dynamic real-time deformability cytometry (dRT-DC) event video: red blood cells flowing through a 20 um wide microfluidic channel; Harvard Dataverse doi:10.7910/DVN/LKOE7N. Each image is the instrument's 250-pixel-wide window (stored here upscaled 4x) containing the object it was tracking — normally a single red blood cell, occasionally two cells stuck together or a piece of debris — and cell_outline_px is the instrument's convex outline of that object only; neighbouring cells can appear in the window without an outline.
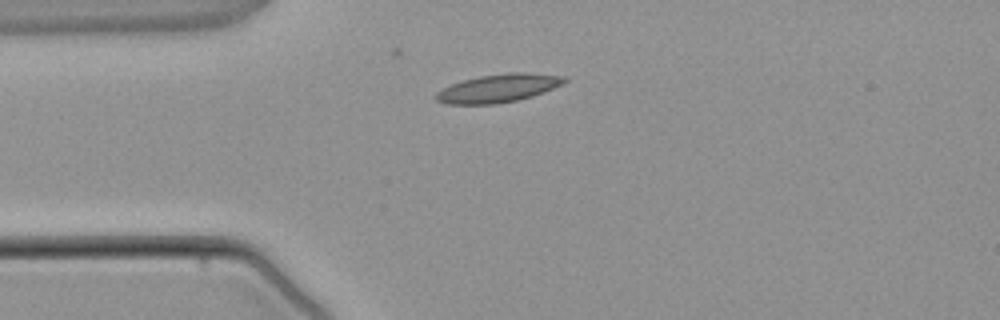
{"species": "common noctule bat (a hibernating species)", "species_latin": "Nyctalus noctula", "temperature_condition": "warm", "stored_images_in_passage": 2, "camera_frame_rate_fps": 3000, "um_per_image_px": 0.085, "animal": {"sex": "male", "body_mass_g": 21.5, "forearm_length_mm": 52.0}, "frame": {"image": 1, "passage_image": 1, "time_ms": 0.0, "image_size_px": [1000, 320], "cell_outline_px": [[568, 80], [564, 84], [544, 92], [532, 96], [516, 100], [496, 104], [448, 104], [436, 100], [436, 92], [452, 84], [464, 80], [480, 76], [508, 72], [524, 72], [564, 76]], "centroid_in_image_um": [42.4, 7.49], "position_along_channel_um": 42.6, "area_um2": 20.98}}
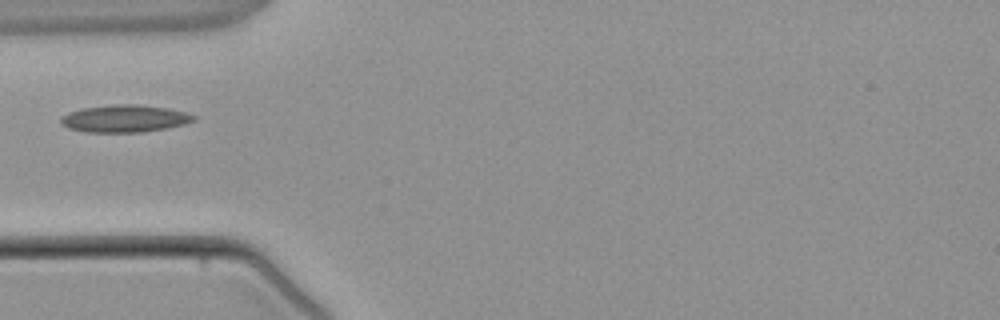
{"frame": {"image": 2, "passage_image": 2, "time_ms": 1.0, "image_size_px": [1000, 320], "cell_outline_px": [[196, 120], [184, 124], [168, 128], [140, 132], [88, 132], [68, 128], [60, 124], [60, 120], [68, 112], [80, 108], [112, 104], [132, 104], [168, 108], [184, 112], [196, 116]], "centroid_in_image_um": [10.58, 10.07], "position_along_channel_um": 74.4, "area_um2": 21.15}}